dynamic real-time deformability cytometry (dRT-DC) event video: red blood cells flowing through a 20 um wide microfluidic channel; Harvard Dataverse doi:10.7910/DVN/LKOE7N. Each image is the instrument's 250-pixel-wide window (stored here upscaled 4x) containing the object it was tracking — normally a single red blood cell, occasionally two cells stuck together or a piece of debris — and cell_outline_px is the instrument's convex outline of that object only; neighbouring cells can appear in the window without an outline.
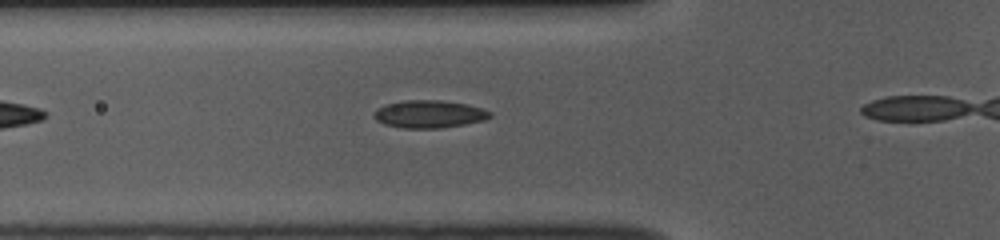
{"species": "common noctule bat (a hibernating species)", "species_latin": "Nyctalus noctula", "temperature_condition": "room temperature", "stored_images_in_passage": 7, "camera_frame_rate_fps": 3000, "um_per_image_px": 0.085, "animal": {"sex": "female", "body_mass_g": 10.0, "forearm_length_mm": 53.1}, "frame": {"image": 1, "passage_image": 2, "time_ms": 0.333, "image_size_px": [1000, 240], "cell_outline_px": [[492, 116], [484, 120], [464, 124], [440, 128], [404, 128], [384, 124], [376, 120], [372, 116], [372, 112], [376, 108], [384, 104], [400, 100], [440, 100], [464, 104], [480, 108], [492, 112]], "centroid_in_image_um": [36.4, 9.69], "position_along_channel_um": 89.4, "area_um2": 18.79}}
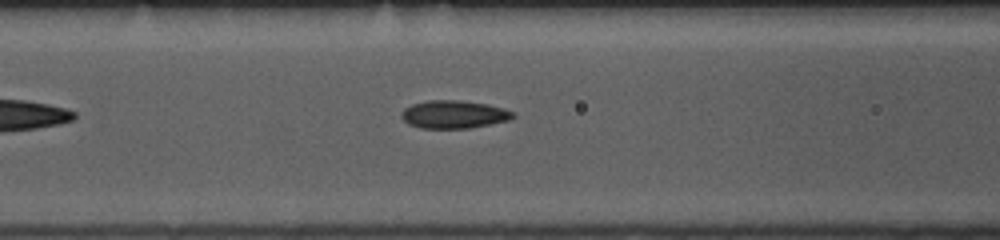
{"frame": {"image": 2, "passage_image": 5, "time_ms": 1.333, "image_size_px": [1000, 240], "cell_outline_px": [[516, 116], [512, 120], [468, 128], [420, 128], [408, 124], [400, 116], [400, 112], [404, 108], [412, 104], [428, 100], [460, 100], [488, 104], [504, 108], [512, 112]], "centroid_in_image_um": [38.57, 9.72], "position_along_channel_um": 128.0, "area_um2": 18.32}}